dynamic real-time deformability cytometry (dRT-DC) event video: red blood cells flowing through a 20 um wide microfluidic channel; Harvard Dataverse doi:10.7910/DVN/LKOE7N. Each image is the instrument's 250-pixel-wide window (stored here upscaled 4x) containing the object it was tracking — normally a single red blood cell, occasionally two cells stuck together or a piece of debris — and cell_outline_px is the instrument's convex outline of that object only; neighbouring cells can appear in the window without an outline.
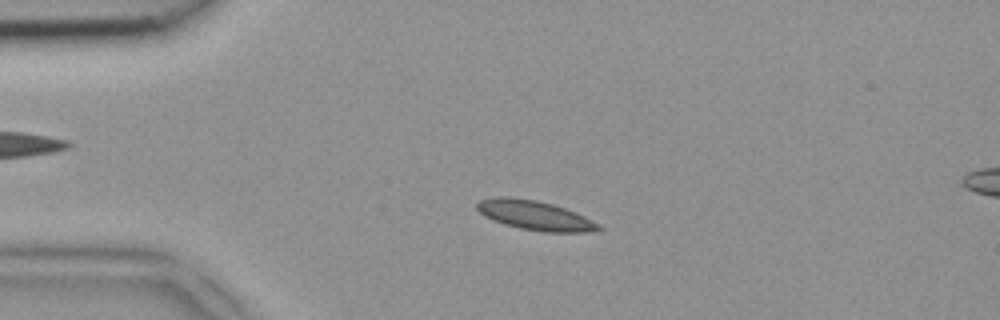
{"species": "common noctule bat (a hibernating species)", "species_latin": "Nyctalus noctula", "temperature_condition": "room temperature", "stored_images_in_passage": 47, "camera_frame_rate_fps": 3000, "um_per_image_px": 0.085, "animal": {"sex": "female", "body_mass_g": 18.4}, "frame": {"image": 1, "passage_image": 10, "time_ms": 3.0, "image_size_px": [1000, 320], "cell_outline_px": [[604, 228], [600, 232], [544, 232], [520, 228], [504, 224], [492, 220], [484, 216], [476, 208], [476, 204], [480, 200], [496, 196], [512, 196], [536, 200], [552, 204], [576, 212], [600, 224]], "centroid_in_image_um": [45.5, 18.31], "position_along_channel_um": 39.5, "area_um2": 21.15}}
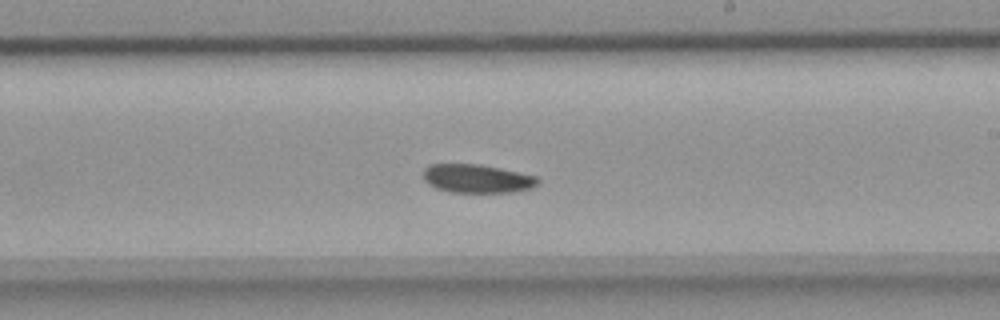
{"frame": {"image": 2, "passage_image": 27, "time_ms": 8.667, "image_size_px": [1000, 320], "cell_outline_px": [[540, 180], [532, 188], [512, 192], [448, 192], [436, 188], [428, 184], [424, 180], [424, 168], [428, 164], [480, 164], [500, 168], [536, 176]], "centroid_in_image_um": [40.52, 15.18], "position_along_channel_um": 248.5, "area_um2": 19.07}}
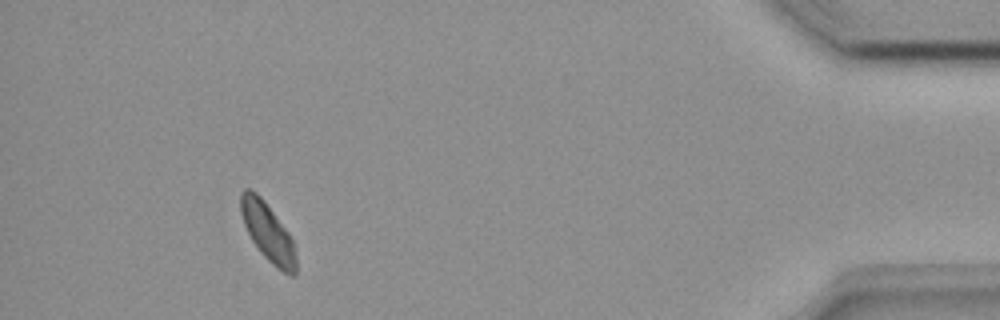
{"frame": {"image": 3, "passage_image": 43, "time_ms": 14.0, "image_size_px": [1000, 320], "cell_outline_px": [[296, 276], [292, 276], [276, 268], [260, 252], [252, 240], [244, 224], [240, 212], [240, 192], [244, 188], [248, 188], [256, 192], [264, 200], [288, 232], [292, 240], [296, 256]], "centroid_in_image_um": [22.75, 19.72], "position_along_channel_um": 412.4, "area_um2": 18.73}}